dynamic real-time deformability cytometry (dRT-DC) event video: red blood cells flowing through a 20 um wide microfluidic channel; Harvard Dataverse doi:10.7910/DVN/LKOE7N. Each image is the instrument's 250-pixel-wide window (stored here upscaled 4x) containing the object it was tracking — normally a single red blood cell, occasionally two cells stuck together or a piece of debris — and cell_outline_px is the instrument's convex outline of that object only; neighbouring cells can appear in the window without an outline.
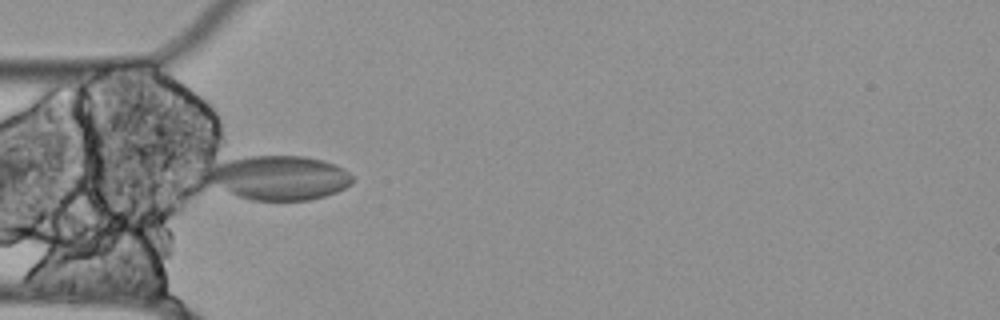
{"species": "Egyptian fruit bat (a non-hibernating species)", "species_latin": "Rousettus aegyptiacus", "temperature_condition": "cold", "stored_images_in_passage": 20, "camera_frame_rate_fps": 3000, "um_per_image_px": 0.085, "animal": {"sex": "female"}, "frame": {"image": 1, "passage_image": 12, "time_ms": 3.667, "image_size_px": [1000, 320], "cell_outline_px": [[352, 184], [336, 192], [324, 196], [308, 200], [252, 200], [240, 196], [200, 180], [196, 172], [216, 164], [228, 160], [252, 156], [304, 156], [324, 160], [336, 164], [344, 168], [352, 176]], "centroid_in_image_um": [23.59, 15.09], "position_along_channel_um": 61.4, "area_um2": 38.21}}